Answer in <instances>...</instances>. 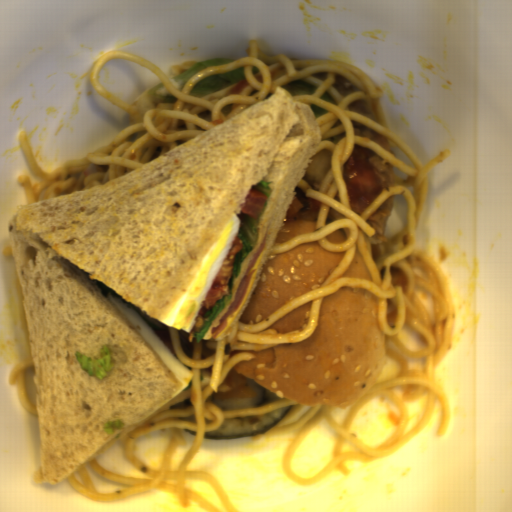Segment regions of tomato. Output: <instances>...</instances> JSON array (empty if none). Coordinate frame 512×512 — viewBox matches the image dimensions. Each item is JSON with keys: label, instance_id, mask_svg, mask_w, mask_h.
<instances>
[{"label": "tomato", "instance_id": "tomato-1", "mask_svg": "<svg viewBox=\"0 0 512 512\" xmlns=\"http://www.w3.org/2000/svg\"><path fill=\"white\" fill-rule=\"evenodd\" d=\"M242 246L243 241L235 235L223 262L201 303L200 309L192 326L195 333L200 332L204 325V314L211 310L218 301L223 299L224 296L229 295L230 281L234 272L235 255L240 252Z\"/></svg>", "mask_w": 512, "mask_h": 512}, {"label": "tomato", "instance_id": "tomato-2", "mask_svg": "<svg viewBox=\"0 0 512 512\" xmlns=\"http://www.w3.org/2000/svg\"><path fill=\"white\" fill-rule=\"evenodd\" d=\"M267 198L264 193L252 188L245 202L239 205L241 207L240 211L253 219H258L259 214L263 211Z\"/></svg>", "mask_w": 512, "mask_h": 512}]
</instances>
